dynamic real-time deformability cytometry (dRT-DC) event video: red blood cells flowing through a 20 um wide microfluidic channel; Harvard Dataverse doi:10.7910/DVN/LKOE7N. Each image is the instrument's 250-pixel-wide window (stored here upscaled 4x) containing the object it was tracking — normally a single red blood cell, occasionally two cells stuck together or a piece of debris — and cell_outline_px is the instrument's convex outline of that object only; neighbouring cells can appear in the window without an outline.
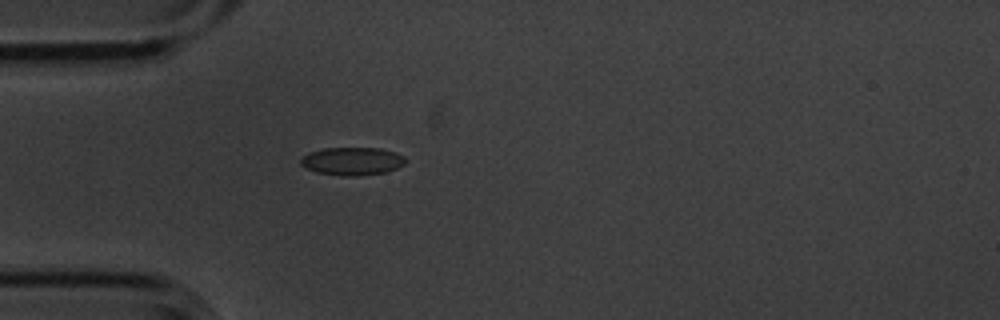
{"species": "common noctule bat (a hibernating species)", "species_latin": "Nyctalus noctula", "temperature_condition": "cold", "stored_images_in_passage": 3, "camera_frame_rate_fps": 3000, "um_per_image_px": 0.085, "animal": {"sex": "male", "body_mass_g": 20.1, "forearm_length_mm": 53.5}, "frame": {"image": 1, "passage_image": 3, "time_ms": 0.667, "image_size_px": [1000, 320], "cell_outline_px": [[408, 160], [404, 164], [396, 168], [384, 172], [356, 176], [344, 176], [316, 172], [300, 164], [300, 156], [308, 152], [324, 148], [380, 148], [396, 152], [404, 156]], "centroid_in_image_um": [29.93, 13.69], "position_along_channel_um": 55.1, "area_um2": 17.17}}